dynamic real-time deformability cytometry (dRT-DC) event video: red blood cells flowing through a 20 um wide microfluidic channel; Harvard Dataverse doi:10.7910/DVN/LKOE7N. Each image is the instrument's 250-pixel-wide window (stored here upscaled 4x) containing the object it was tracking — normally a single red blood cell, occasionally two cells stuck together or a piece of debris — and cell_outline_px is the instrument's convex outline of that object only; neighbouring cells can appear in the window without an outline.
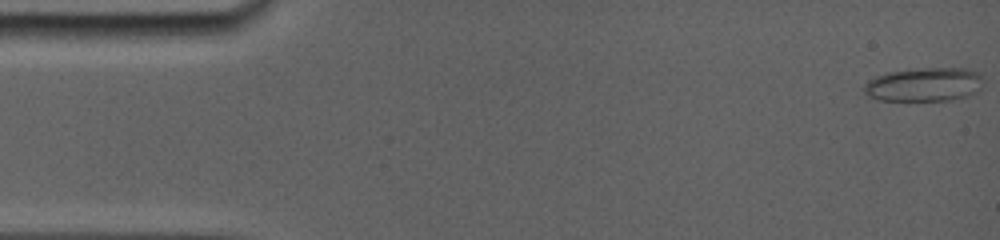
{"species": "common noctule bat (a hibernating species)", "species_latin": "Nyctalus noctula", "temperature_condition": "room temperature", "stored_images_in_passage": 18, "camera_frame_rate_fps": 5000, "um_per_image_px": 0.085, "animal": {"sex": "female", "body_mass_g": 19.0, "forearm_length_mm": 56.7}, "frame": {"image": 1, "passage_image": 1, "time_ms": 0.0, "image_size_px": [1000, 240], "cell_outline_px": [[980, 92], [948, 100], [880, 100], [868, 96], [860, 88], [868, 80], [876, 76], [888, 72], [924, 68], [964, 68], [980, 72]], "centroid_in_image_um": [78.52, 7.18], "position_along_channel_um": 6.5, "area_um2": 23.41}}
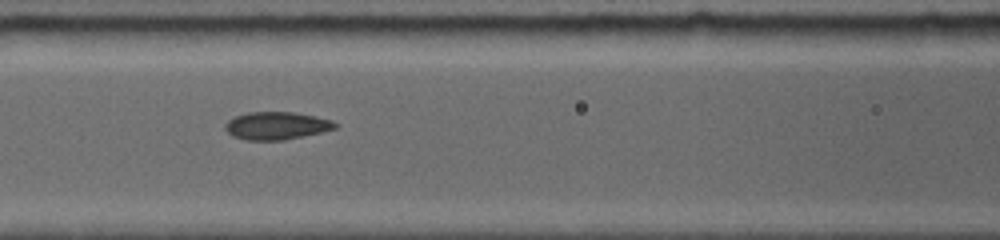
{"frame": {"image": 2, "passage_image": 12, "time_ms": 6.8, "image_size_px": [1000, 240], "cell_outline_px": [[336, 128], [320, 132], [280, 140], [248, 140], [236, 136], [228, 132], [228, 120], [236, 116], [248, 112], [292, 112], [312, 116], [328, 120], [336, 124]], "centroid_in_image_um": [23.49, 10.67], "position_along_channel_um": 143.1, "area_um2": 16.94}}
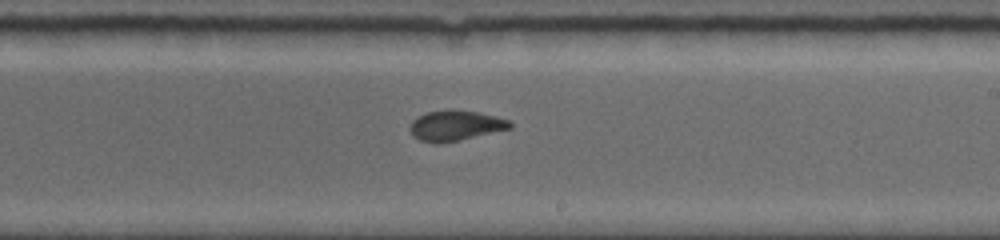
{"frame": {"image": 3, "passage_image": 18, "time_ms": 9.6, "image_size_px": [1000, 240], "cell_outline_px": [[512, 128], [460, 140], [440, 144], [436, 144], [420, 140], [412, 136], [408, 128], [412, 120], [416, 116], [428, 112], [448, 108], [452, 108], [476, 112], [496, 116], [508, 120], [512, 124]], "centroid_in_image_um": [38.66, 10.67], "position_along_channel_um": 250.3, "area_um2": 18.03}}